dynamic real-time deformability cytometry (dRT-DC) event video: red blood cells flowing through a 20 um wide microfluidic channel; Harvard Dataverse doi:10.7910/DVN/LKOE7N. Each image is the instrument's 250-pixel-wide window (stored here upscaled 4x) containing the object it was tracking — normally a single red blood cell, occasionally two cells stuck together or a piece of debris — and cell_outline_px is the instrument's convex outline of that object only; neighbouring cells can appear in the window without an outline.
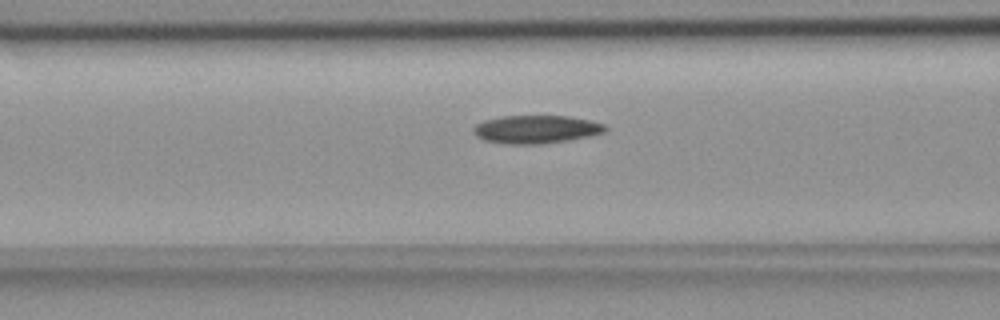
{"species": "common noctule bat (a hibernating species)", "species_latin": "Nyctalus noctula", "temperature_condition": "room temperature", "stored_images_in_passage": 52, "camera_frame_rate_fps": 3000, "um_per_image_px": 0.085, "animal": {"sex": "female", "body_mass_g": 18.4}, "frame": {"image": 1, "passage_image": 19, "time_ms": 6.0, "image_size_px": [1000, 320], "cell_outline_px": [[608, 128], [604, 132], [588, 136], [568, 140], [540, 144], [508, 144], [484, 140], [476, 136], [472, 132], [472, 128], [476, 124], [484, 120], [500, 116], [568, 116], [588, 120], [604, 124]], "centroid_in_image_um": [45.52, 10.99], "position_along_channel_um": 121.1, "area_um2": 21.56}}
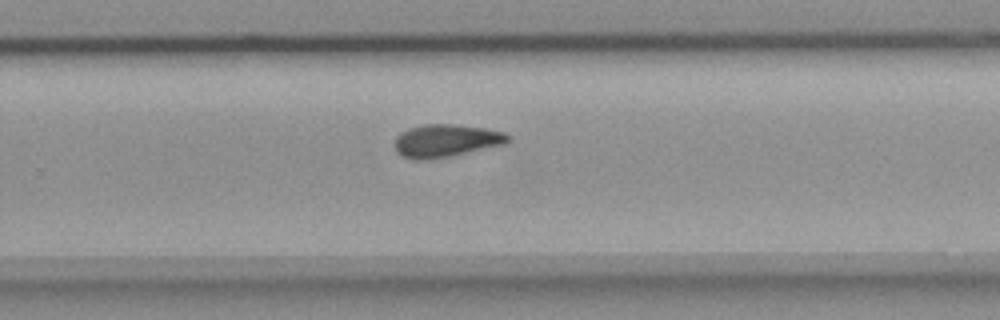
{"frame": {"image": 2, "passage_image": 33, "time_ms": 10.667, "image_size_px": [1000, 320], "cell_outline_px": [[512, 140], [508, 144], [428, 160], [416, 160], [404, 156], [396, 152], [396, 136], [400, 132], [408, 128], [424, 124], [452, 124], [484, 128], [504, 132], [512, 136]], "centroid_in_image_um": [37.96, 11.95], "position_along_channel_um": 291.8, "area_um2": 21.73}}
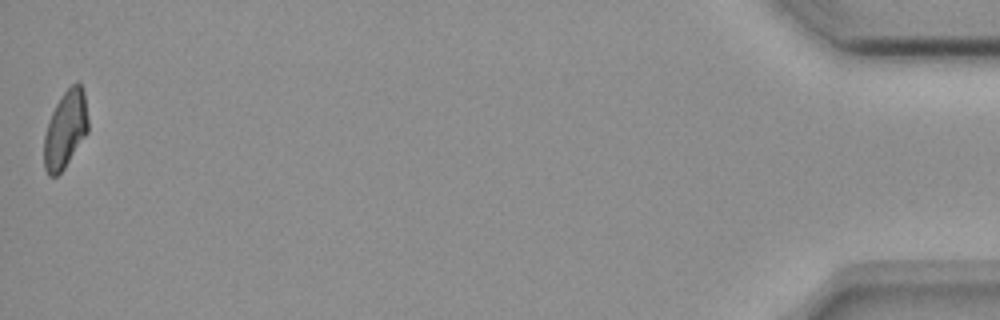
{"frame": {"image": 3, "passage_image": 52, "time_ms": 17.0, "image_size_px": [1000, 320], "cell_outline_px": [[88, 132], [64, 168], [56, 176], [48, 176], [44, 168], [44, 136], [48, 120], [60, 96], [76, 80], [80, 84], [84, 92], [88, 120]], "centroid_in_image_um": [5.55, 10.99], "position_along_channel_um": 429.7, "area_um2": 19.88}}